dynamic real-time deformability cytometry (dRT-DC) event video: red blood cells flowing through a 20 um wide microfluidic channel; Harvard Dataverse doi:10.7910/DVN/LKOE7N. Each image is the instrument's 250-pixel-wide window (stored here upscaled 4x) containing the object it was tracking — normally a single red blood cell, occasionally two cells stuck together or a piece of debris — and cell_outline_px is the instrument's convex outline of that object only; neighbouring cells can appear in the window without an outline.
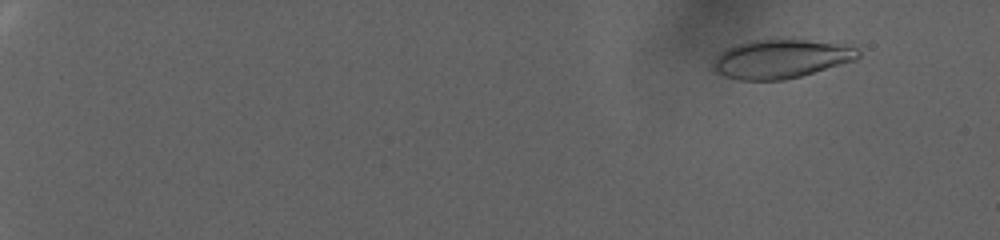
{"species": "human", "species_latin": "Homo sapiens", "temperature_condition": "warm", "stored_images_in_passage": 94, "camera_frame_rate_fps": 3000, "um_per_image_px": 0.085, "donor": {"sex": "female"}, "frame": {"image": 1, "passage_image": 11, "time_ms": 3.333, "image_size_px": [1000, 240], "cell_outline_px": [[860, 56], [856, 60], [800, 76], [784, 80], [740, 80], [724, 76], [716, 72], [712, 68], [712, 64], [728, 48], [736, 44], [752, 40], [804, 40], [832, 44], [856, 48], [860, 52]], "centroid_in_image_um": [66.36, 5.03], "position_along_channel_um": 18.6, "area_um2": 32.02}}
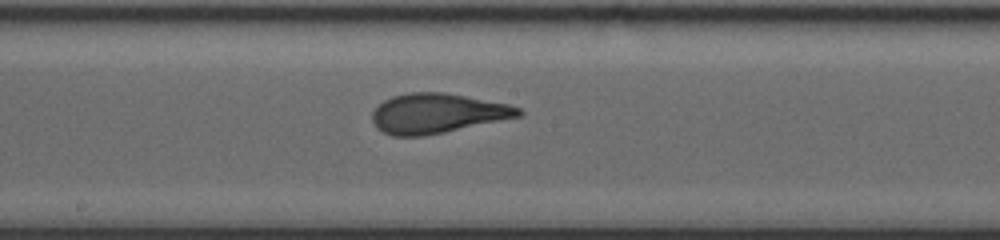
{"frame": {"image": 2, "passage_image": 59, "time_ms": 19.333, "image_size_px": [1000, 240], "cell_outline_px": [[524, 112], [520, 116], [444, 132], [424, 136], [392, 136], [376, 128], [372, 120], [372, 112], [384, 100], [392, 96], [408, 92], [444, 92], [508, 104], [520, 108]], "centroid_in_image_um": [37.13, 9.63], "position_along_channel_um": 211.1, "area_um2": 33.7}}
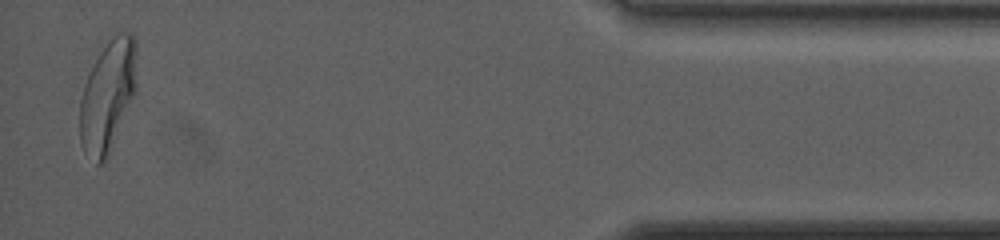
{"frame": {"image": 3, "passage_image": 92, "time_ms": 30.333, "image_size_px": [1000, 240], "cell_outline_px": [[136, 92], [112, 148], [108, 156], [100, 164], [96, 164], [84, 152], [80, 144], [80, 100], [84, 84], [100, 52], [108, 40], [116, 32], [132, 32], [136, 40]], "centroid_in_image_um": [9.17, 8.14], "position_along_channel_um": 426.0, "area_um2": 37.17}, "authors_computed_cell_mechanics": {"area_um2": 33.1194, "velocity_mm_per_s": 2.454, "shape_relaxation_time_tau1_ms": 6.4611, "shape_relaxation_time_tau2_ms": null, "deformation_change_tau1": 0.2134, "deformation_change_tau2": null}}